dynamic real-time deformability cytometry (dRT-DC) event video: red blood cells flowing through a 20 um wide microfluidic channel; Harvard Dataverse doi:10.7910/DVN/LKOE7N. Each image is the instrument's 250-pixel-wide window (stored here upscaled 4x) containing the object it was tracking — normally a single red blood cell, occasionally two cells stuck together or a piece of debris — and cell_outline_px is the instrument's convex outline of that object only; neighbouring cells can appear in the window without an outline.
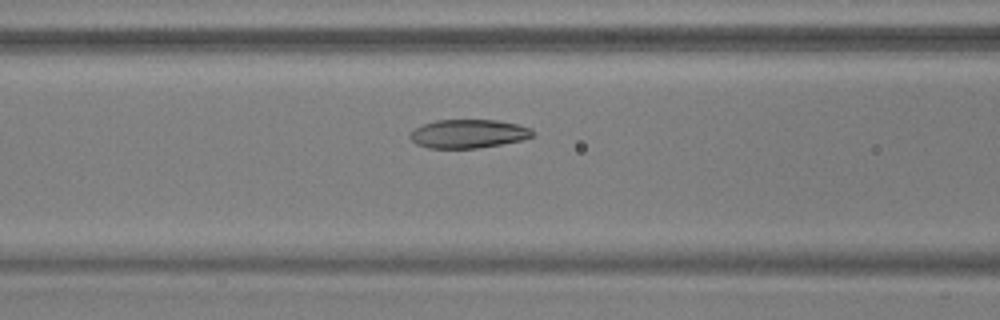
{"species": "common noctule bat (a hibernating species)", "species_latin": "Nyctalus noctula", "temperature_condition": "warm", "stored_images_in_passage": 41, "camera_frame_rate_fps": 3000, "um_per_image_px": 0.085, "animal": {"sex": "male", "body_mass_g": 17.9, "forearm_length_mm": 54.2}, "frame": {"image": 1, "passage_image": 9, "time_ms": 2.667, "image_size_px": [1000, 320], "cell_outline_px": [[536, 132], [532, 136], [524, 140], [476, 148], [428, 148], [416, 144], [408, 136], [416, 128], [424, 124], [436, 120], [496, 120], [516, 124], [532, 128]], "centroid_in_image_um": [39.84, 11.37], "position_along_channel_um": 126.8, "area_um2": 20.4}}
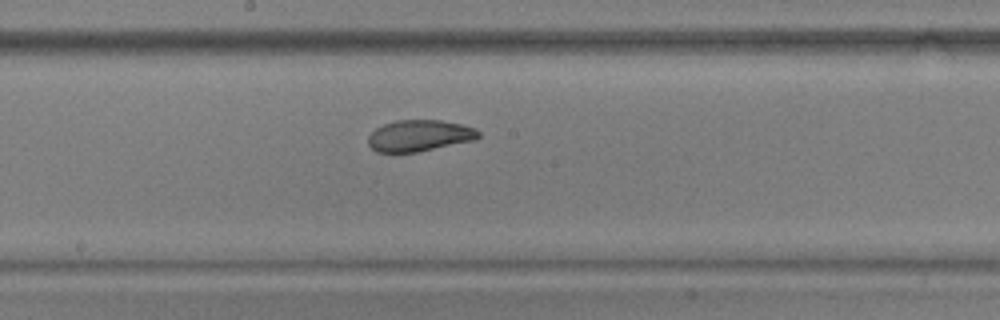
{"frame": {"image": 2, "passage_image": 16, "time_ms": 5.0, "image_size_px": [1000, 320], "cell_outline_px": [[480, 136], [476, 140], [416, 152], [376, 152], [368, 144], [368, 136], [376, 128], [384, 124], [396, 120], [440, 120], [460, 124], [476, 128], [480, 132]], "centroid_in_image_um": [35.66, 11.53], "position_along_channel_um": 212.5, "area_um2": 20.17}}
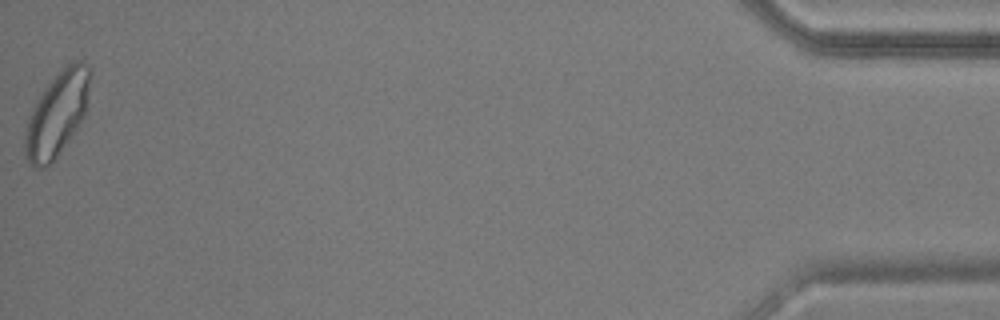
{"frame": {"image": 3, "passage_image": 41, "time_ms": 13.333, "image_size_px": [1000, 320], "cell_outline_px": [[92, 72], [84, 116], [76, 128], [56, 156], [44, 168], [36, 168], [28, 160], [24, 148], [24, 136], [28, 116], [32, 108], [44, 88], [56, 72], [72, 60], [80, 60], [88, 64]], "centroid_in_image_um": [4.85, 9.6], "position_along_channel_um": 430.4, "area_um2": 31.73}, "authors_computed_cell_mechanics": {"area_um2": 21.4438, "velocity_mm_per_s": 3.6872, "shape_relaxation_time_tau1_ms": 5.3993, "shape_relaxation_time_tau2_ms": 1.9025, "deformation_change_tau1": 0.1426, "deformation_change_tau2": 0.0751}}